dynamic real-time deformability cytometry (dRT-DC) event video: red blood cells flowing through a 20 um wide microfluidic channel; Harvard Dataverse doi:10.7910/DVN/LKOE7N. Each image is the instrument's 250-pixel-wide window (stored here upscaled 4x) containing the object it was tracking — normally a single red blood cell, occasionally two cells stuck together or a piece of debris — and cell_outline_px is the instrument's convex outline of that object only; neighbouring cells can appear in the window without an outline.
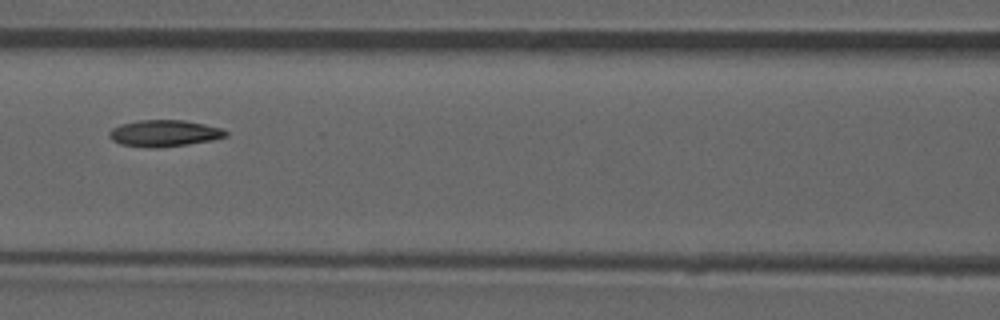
{"species": "common noctule bat (a hibernating species)", "species_latin": "Nyctalus noctula", "temperature_condition": "room temperature", "stored_images_in_passage": 52, "camera_frame_rate_fps": 3000, "um_per_image_px": 0.085, "animal": {"sex": "male", "forearm_length_mm": 52.5}, "frame": {"image": 1, "passage_image": 23, "time_ms": 7.333, "image_size_px": [1000, 320], "cell_outline_px": [[228, 136], [212, 140], [188, 144], [152, 148], [148, 148], [120, 144], [112, 140], [108, 136], [108, 132], [112, 128], [120, 124], [140, 120], [184, 120], [204, 124], [220, 128], [228, 132]], "centroid_in_image_um": [13.93, 11.33], "position_along_channel_um": 152.7, "area_um2": 18.03}, "authors_computed_cell_mechanics": {"area_um2": 17.8602, "velocity_mm_per_s": 3.9211, "shape_relaxation_time_tau1_ms": null, "shape_relaxation_time_tau2_ms": 6.0199, "deformation_change_tau1": null, "deformation_change_tau2": 0.1101}}